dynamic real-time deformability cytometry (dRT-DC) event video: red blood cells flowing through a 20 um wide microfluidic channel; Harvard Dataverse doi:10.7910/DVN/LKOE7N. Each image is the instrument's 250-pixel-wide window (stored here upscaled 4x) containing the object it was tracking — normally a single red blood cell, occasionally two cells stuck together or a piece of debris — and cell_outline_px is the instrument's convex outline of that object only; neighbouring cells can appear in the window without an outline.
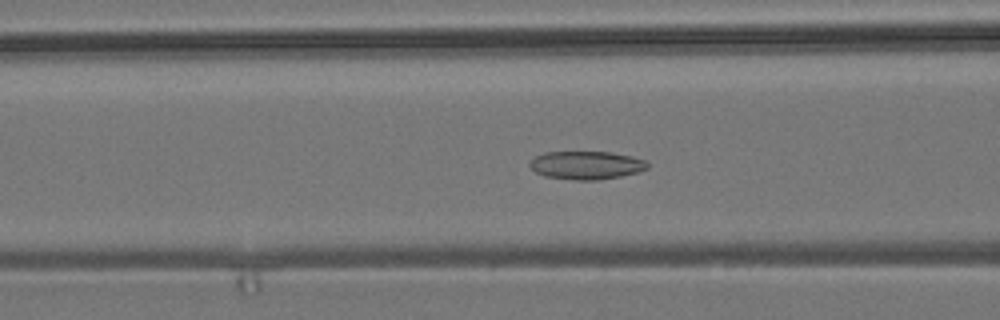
{"species": "common noctule bat (a hibernating species)", "species_latin": "Nyctalus noctula", "temperature_condition": "room temperature", "stored_images_in_passage": 55, "camera_frame_rate_fps": 3000, "um_per_image_px": 0.085, "animal": {"sex": "male", "body_mass_g": 19.2, "forearm_length_mm": 51.8}, "frame": {"image": 1, "passage_image": 21, "time_ms": 6.667, "image_size_px": [1000, 320], "cell_outline_px": [[648, 168], [636, 172], [620, 176], [596, 180], [576, 180], [544, 176], [536, 172], [528, 164], [536, 156], [544, 152], [612, 152], [632, 156], [644, 160], [648, 164]], "centroid_in_image_um": [49.83, 14.04], "position_along_channel_um": 116.8, "area_um2": 19.19}}
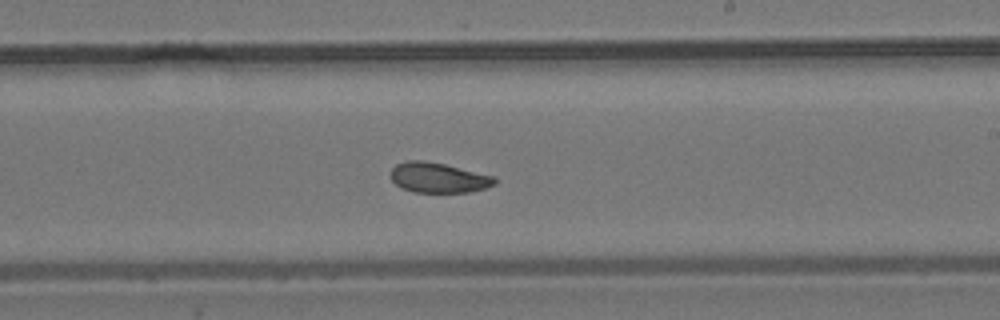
{"frame": {"image": 2, "passage_image": 32, "time_ms": 10.333, "image_size_px": [1000, 320], "cell_outline_px": [[496, 184], [484, 188], [468, 192], [416, 192], [400, 188], [392, 180], [392, 168], [396, 164], [408, 160], [424, 160], [444, 164], [496, 176]], "centroid_in_image_um": [37.27, 15.1], "position_along_channel_um": 251.7, "area_um2": 18.21}}
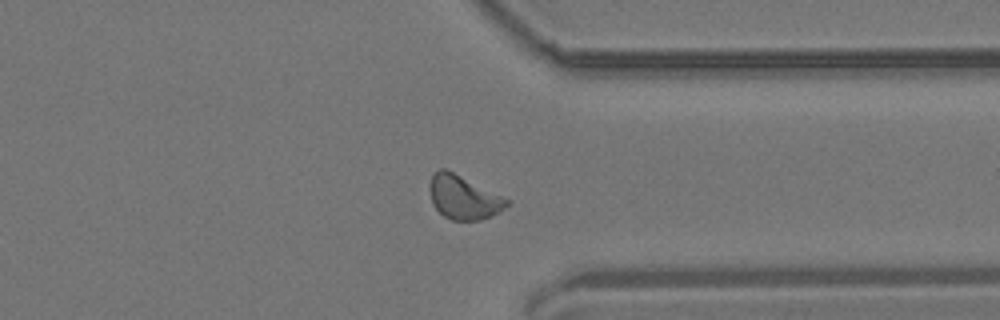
{"frame": {"image": 3, "passage_image": 42, "time_ms": 13.667, "image_size_px": [1000, 320], "cell_outline_px": [[508, 204], [504, 208], [492, 216], [480, 220], [452, 220], [444, 216], [432, 204], [428, 188], [432, 176], [440, 168], [444, 168], [508, 200]], "centroid_in_image_um": [39.34, 16.8], "position_along_channel_um": 372.1, "area_um2": 19.07}, "authors_computed_cell_mechanics": {"area_um2": 19.1318, "velocity_mm_per_s": 3.688, "shape_relaxation_time_tau1_ms": 5.5696, "shape_relaxation_time_tau2_ms": 6.2972, "deformation_change_tau1": 0.0968, "deformation_change_tau2": 0.0957}}